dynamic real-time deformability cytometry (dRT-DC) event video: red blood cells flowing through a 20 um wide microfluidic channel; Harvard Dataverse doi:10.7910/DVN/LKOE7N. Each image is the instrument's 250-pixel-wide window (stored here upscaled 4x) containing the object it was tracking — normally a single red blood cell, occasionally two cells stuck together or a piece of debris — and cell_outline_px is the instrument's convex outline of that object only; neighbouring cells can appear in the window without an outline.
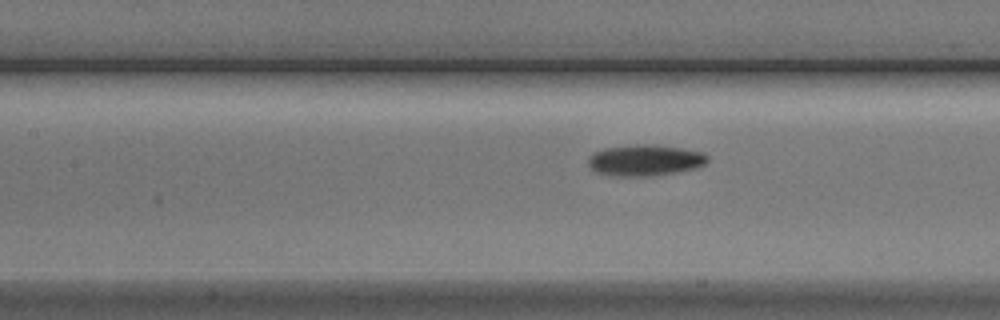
{"species": "Egyptian fruit bat (a non-hibernating species)", "species_latin": "Rousettus aegyptiacus", "temperature_condition": "cold", "stored_images_in_passage": 8, "segment_of_instrument_passage": [2, 2], "camera_frame_rate_fps": 3000, "um_per_image_px": 0.085, "animal": {"sex": "male"}, "frame": {"image": 1, "passage_image": 8, "time_ms": 9.0, "image_size_px": [1000, 320], "cell_outline_px": [[708, 160], [704, 164], [696, 168], [676, 172], [648, 176], [616, 176], [596, 172], [588, 164], [588, 156], [592, 152], [604, 148], [636, 144], [656, 144], [684, 148], [704, 152], [708, 156]], "centroid_in_image_um": [54.82, 13.6], "position_along_channel_um": 152.6, "area_um2": 21.91}}